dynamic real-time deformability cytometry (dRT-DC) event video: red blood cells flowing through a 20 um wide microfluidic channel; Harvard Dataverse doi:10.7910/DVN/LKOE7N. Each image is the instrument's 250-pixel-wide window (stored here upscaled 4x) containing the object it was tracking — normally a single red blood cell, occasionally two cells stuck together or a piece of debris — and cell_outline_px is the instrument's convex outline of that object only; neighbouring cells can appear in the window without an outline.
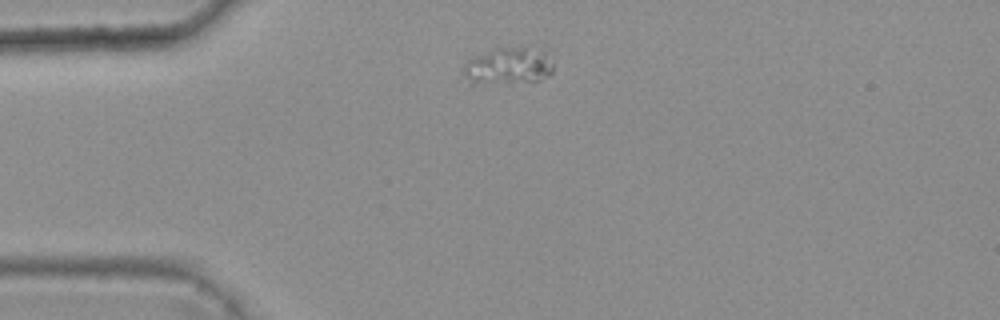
{"species": "common noctule bat (a hibernating species)", "species_latin": "Nyctalus noctula", "temperature_condition": "warm", "stored_images_in_passage": 11, "camera_frame_rate_fps": 3000, "um_per_image_px": 0.085, "animal": {"sex": "female", "body_mass_g": 25.1}, "frame": {"image": 1, "passage_image": 1, "time_ms": 0.0, "image_size_px": [1000, 320], "cell_outline_px": [[552, 72], [548, 76], [540, 80], [468, 88], [460, 76], [460, 72], [464, 64], [472, 56], [492, 48], [524, 44], [544, 52], [552, 64]], "centroid_in_image_um": [43.01, 5.65], "position_along_channel_um": 42.0, "area_um2": 21.21}}
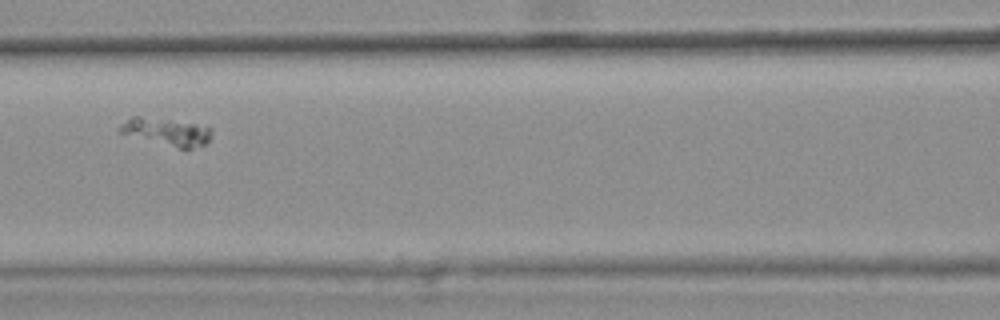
{"frame": {"image": 2, "passage_image": 4, "time_ms": 1.0, "image_size_px": [1000, 320], "cell_outline_px": [[212, 136], [208, 144], [192, 148], [180, 148], [116, 132], [120, 124], [132, 116], [140, 116], [196, 124], [212, 128]], "centroid_in_image_um": [14.18, 11.2], "position_along_channel_um": 152.4, "area_um2": 14.57}}
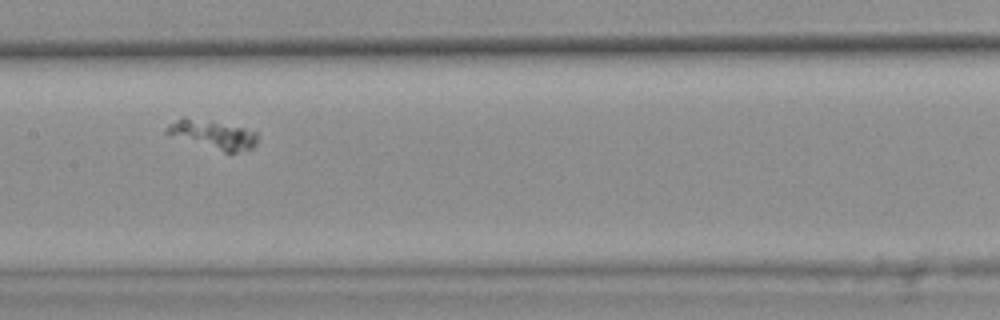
{"frame": {"image": 3, "passage_image": 5, "time_ms": 1.333, "image_size_px": [1000, 320], "cell_outline_px": [[256, 144], [252, 148], [236, 152], [224, 152], [164, 132], [164, 128], [168, 124], [184, 116], [244, 128], [256, 132]], "centroid_in_image_um": [18.09, 11.42], "position_along_channel_um": 189.3, "area_um2": 14.62}}